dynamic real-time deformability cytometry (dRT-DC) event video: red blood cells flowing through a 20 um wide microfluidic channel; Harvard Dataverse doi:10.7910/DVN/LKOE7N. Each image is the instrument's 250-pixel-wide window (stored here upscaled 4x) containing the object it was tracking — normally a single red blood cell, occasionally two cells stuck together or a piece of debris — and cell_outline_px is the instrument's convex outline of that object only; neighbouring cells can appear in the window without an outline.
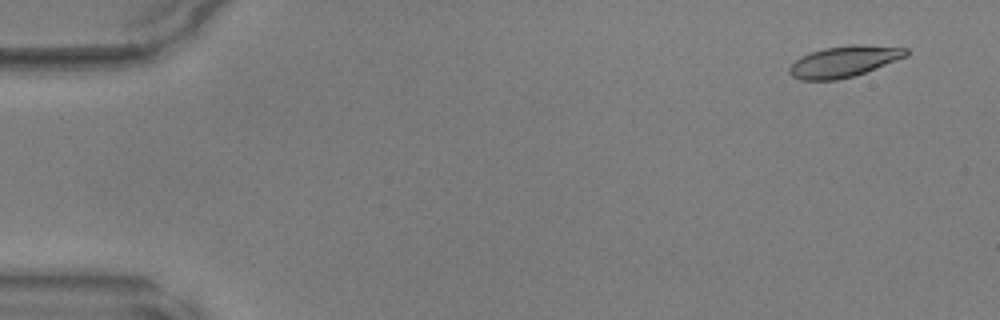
{"species": "common noctule bat (a hibernating species)", "species_latin": "Nyctalus noctula", "temperature_condition": "warm", "stored_images_in_passage": 15, "camera_frame_rate_fps": 3000, "um_per_image_px": 0.085, "animal": {"sex": "male", "body_mass_g": 17.9, "forearm_length_mm": 54.2}, "frame": {"image": 1, "passage_image": 3, "time_ms": 0.667, "image_size_px": [1000, 320], "cell_outline_px": [[908, 56], [864, 72], [852, 76], [836, 80], [800, 80], [792, 76], [788, 72], [788, 68], [796, 60], [812, 52], [824, 48], [852, 44], [860, 44], [908, 48]], "centroid_in_image_um": [71.75, 5.22], "position_along_channel_um": 13.3, "area_um2": 20.92}}
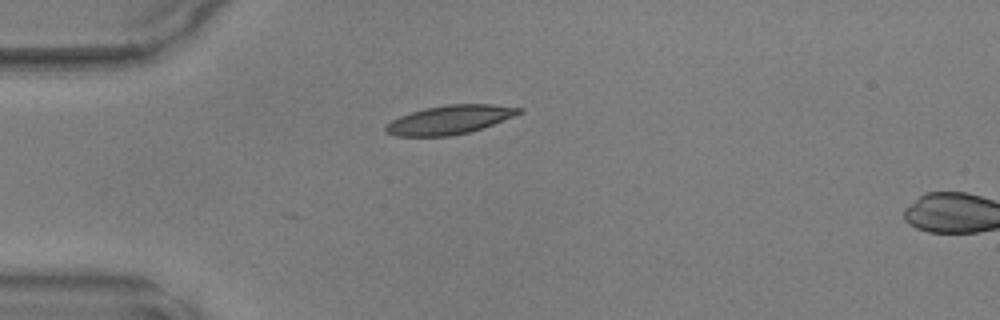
{"frame": {"image": 2, "passage_image": 13, "time_ms": 4.0, "image_size_px": [1000, 320], "cell_outline_px": [[524, 112], [492, 124], [468, 132], [448, 136], [396, 136], [384, 132], [384, 128], [392, 120], [400, 116], [424, 108], [448, 104], [492, 104], [524, 108]], "centroid_in_image_um": [38.22, 10.17], "position_along_channel_um": 46.8, "area_um2": 22.2}}